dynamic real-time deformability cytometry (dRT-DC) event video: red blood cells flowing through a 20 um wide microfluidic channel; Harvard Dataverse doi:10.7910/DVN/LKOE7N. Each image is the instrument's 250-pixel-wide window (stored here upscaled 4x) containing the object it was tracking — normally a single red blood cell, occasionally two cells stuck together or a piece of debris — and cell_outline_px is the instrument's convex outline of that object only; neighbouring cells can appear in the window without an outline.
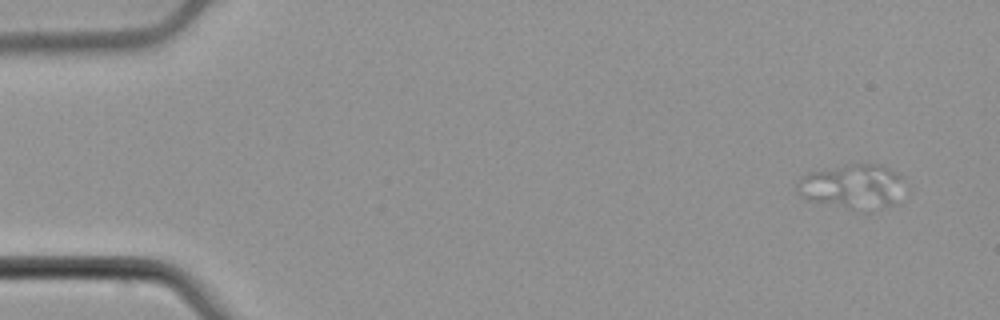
{"species": "common noctule bat (a hibernating species)", "species_latin": "Nyctalus noctula", "temperature_condition": "cold", "stored_images_in_passage": 5, "camera_frame_rate_fps": 3000, "um_per_image_px": 0.085, "animal": {"sex": "male", "body_mass_g": 21.5, "forearm_length_mm": 52.0}, "frame": {"image": 1, "passage_image": 1, "time_ms": 0.0, "image_size_px": [1000, 320], "cell_outline_px": [[900, 204], [872, 212], [864, 212], [808, 200], [800, 196], [796, 188], [796, 184], [800, 176], [808, 172], [848, 164], [880, 164], [896, 172], [900, 176]], "centroid_in_image_um": [72.46, 15.89], "position_along_channel_um": 12.5, "area_um2": 28.5}}